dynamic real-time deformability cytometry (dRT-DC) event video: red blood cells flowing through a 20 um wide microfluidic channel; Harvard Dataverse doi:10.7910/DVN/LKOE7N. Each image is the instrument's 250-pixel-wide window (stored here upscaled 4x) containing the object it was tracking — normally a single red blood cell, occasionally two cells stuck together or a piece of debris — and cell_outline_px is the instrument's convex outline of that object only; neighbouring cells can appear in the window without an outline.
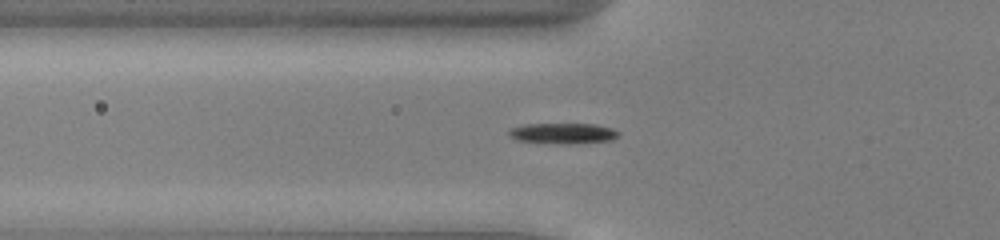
{"species": "common noctule bat (a hibernating species)", "species_latin": "Nyctalus noctula", "temperature_condition": "cold", "stored_images_in_passage": 44, "camera_frame_rate_fps": 3000, "um_per_image_px": 0.085, "animal": {"sex": "male", "body_mass_g": 13.0, "forearm_length_mm": 53.1}, "frame": {"image": 1, "passage_image": 10, "time_ms": 3.0, "image_size_px": [1000, 240], "cell_outline_px": [[620, 136], [612, 140], [576, 144], [568, 144], [516, 140], [508, 136], [508, 132], [512, 128], [524, 124], [596, 124], [612, 128], [620, 132]], "centroid_in_image_um": [47.9, 11.33], "position_along_channel_um": 77.9, "area_um2": 13.29}}
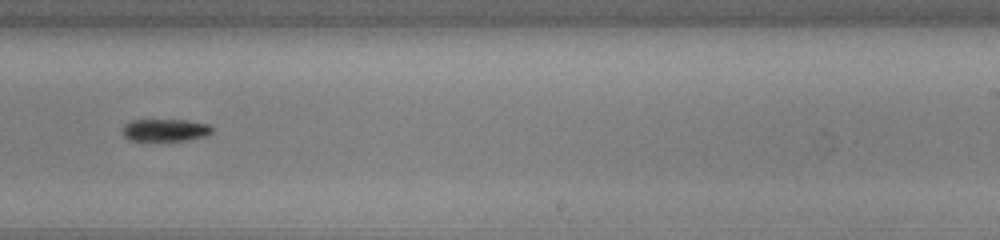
{"frame": {"image": 2, "passage_image": 25, "time_ms": 8.0, "image_size_px": [1000, 240], "cell_outline_px": [[212, 132], [204, 136], [184, 140], [148, 144], [128, 140], [120, 132], [120, 128], [124, 124], [132, 120], [184, 120], [208, 124], [212, 128]], "centroid_in_image_um": [13.9, 11.11], "position_along_channel_um": 275.1, "area_um2": 12.43}}
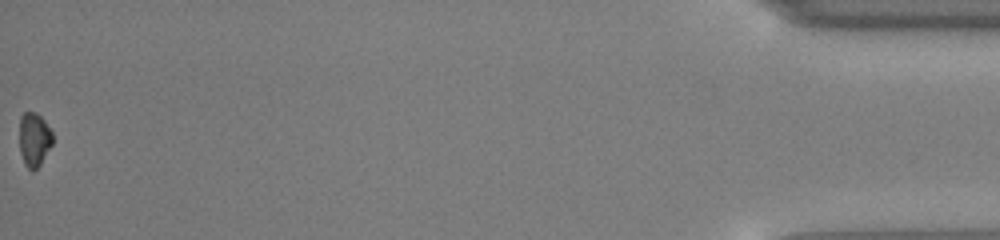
{"frame": {"image": 3, "passage_image": 44, "time_ms": 14.333, "image_size_px": [1000, 240], "cell_outline_px": [[52, 144], [40, 164], [32, 172], [24, 164], [20, 152], [20, 116], [24, 112], [36, 112], [44, 120], [52, 132]], "centroid_in_image_um": [2.89, 11.85], "position_along_channel_um": 432.3, "area_um2": 10.35}, "authors_computed_cell_mechanics": {"area_um2": 12.3981, "velocity_mm_per_s": 3.9464, "shape_relaxation_time_tau1_ms": 2.3924, "shape_relaxation_time_tau2_ms": null, "deformation_change_tau1": 0.0996, "deformation_change_tau2": null}}